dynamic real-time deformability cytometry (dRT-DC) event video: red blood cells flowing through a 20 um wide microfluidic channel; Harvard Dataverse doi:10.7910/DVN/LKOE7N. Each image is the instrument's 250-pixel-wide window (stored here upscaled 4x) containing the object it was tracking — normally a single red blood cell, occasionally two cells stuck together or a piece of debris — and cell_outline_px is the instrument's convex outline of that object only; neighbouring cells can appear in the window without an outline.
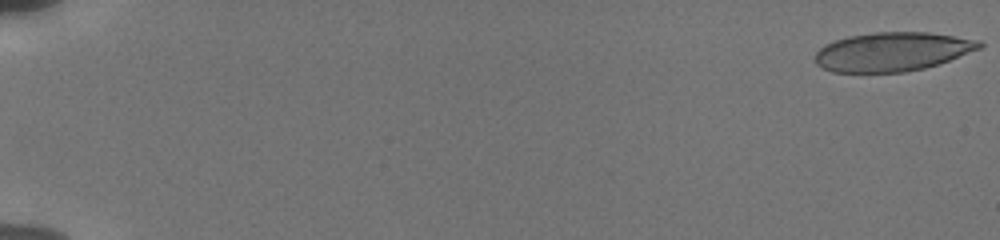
{"species": "human", "species_latin": "Homo sapiens", "temperature_condition": "cold", "stored_images_in_passage": 56, "segment_of_instrument_passage": [1, 2], "camera_frame_rate_fps": 3000, "um_per_image_px": 0.085, "donor": {"sex": "male"}, "frame": {"image": 1, "passage_image": 1, "time_ms": 0.0, "image_size_px": [1000, 240], "cell_outline_px": [[984, 44], [980, 48], [948, 60], [924, 68], [904, 72], [832, 72], [816, 64], [816, 52], [824, 44], [848, 36], [872, 32], [928, 32], [980, 40]], "centroid_in_image_um": [75.83, 4.38], "position_along_channel_um": 9.2, "area_um2": 37.05}}
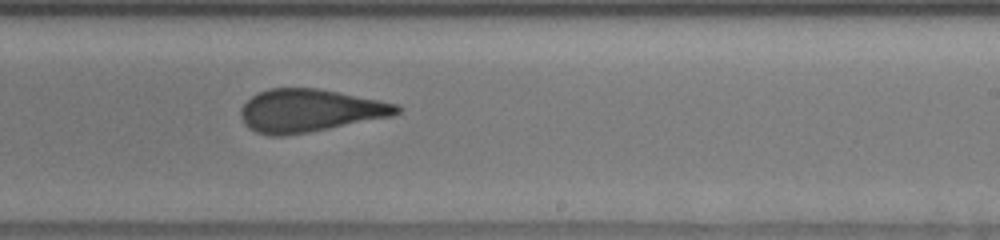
{"frame": {"image": 2, "passage_image": 36, "time_ms": 11.667, "image_size_px": [1000, 240], "cell_outline_px": [[404, 108], [400, 112], [392, 116], [308, 132], [284, 136], [268, 136], [256, 132], [248, 128], [244, 124], [240, 116], [240, 108], [252, 96], [268, 88], [316, 88], [380, 100], [400, 104]], "centroid_in_image_um": [26.32, 9.4], "position_along_channel_um": 262.7, "area_um2": 38.96}}
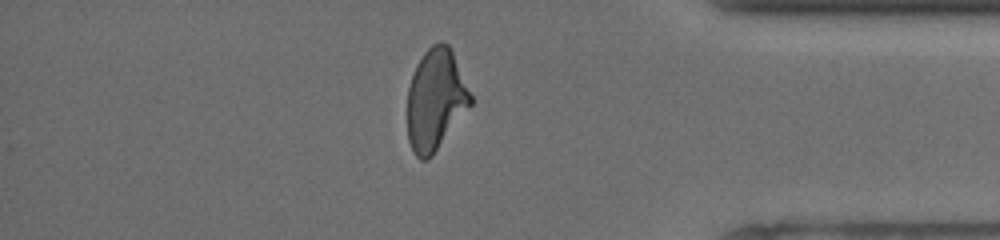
{"frame": {"image": 3, "passage_image": 48, "time_ms": 15.667, "image_size_px": [1000, 240], "cell_outline_px": [[472, 104], [432, 156], [428, 160], [420, 160], [412, 152], [408, 140], [408, 88], [416, 64], [424, 52], [432, 44], [440, 40], [448, 44], [452, 52], [472, 96]], "centroid_in_image_um": [37.01, 8.49], "position_along_channel_um": 398.2, "area_um2": 37.17}}